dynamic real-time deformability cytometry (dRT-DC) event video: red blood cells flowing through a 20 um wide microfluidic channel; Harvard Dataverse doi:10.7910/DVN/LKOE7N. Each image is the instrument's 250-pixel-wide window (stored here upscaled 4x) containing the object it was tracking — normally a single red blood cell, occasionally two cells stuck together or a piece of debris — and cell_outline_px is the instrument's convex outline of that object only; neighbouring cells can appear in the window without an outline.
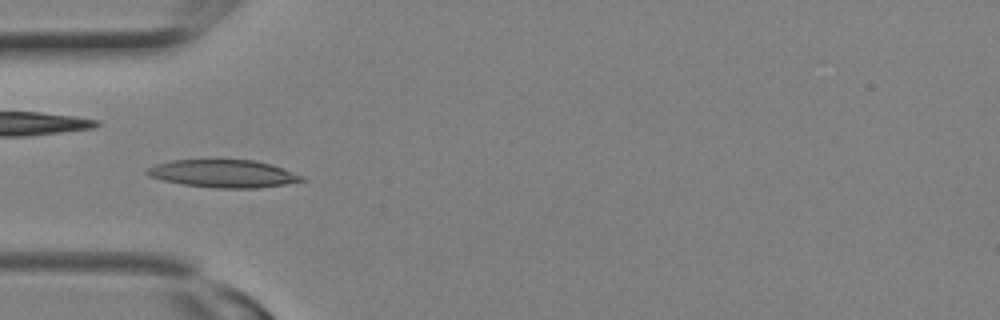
{"species": "Egyptian fruit bat (a non-hibernating species)", "species_latin": "Rousettus aegyptiacus", "temperature_condition": "room temperature", "stored_images_in_passage": 25, "camera_frame_rate_fps": 3000, "um_per_image_px": 0.085, "animal": {"sex": "female"}, "frame": {"image": 1, "passage_image": 8, "time_ms": 2.333, "image_size_px": [1000, 320], "cell_outline_px": [[308, 180], [260, 188], [212, 188], [184, 184], [164, 180], [148, 176], [144, 172], [148, 168], [156, 164], [172, 160], [252, 160], [272, 164], [304, 176]], "centroid_in_image_um": [19.01, 14.76], "position_along_channel_um": 66.0, "area_um2": 24.97}}
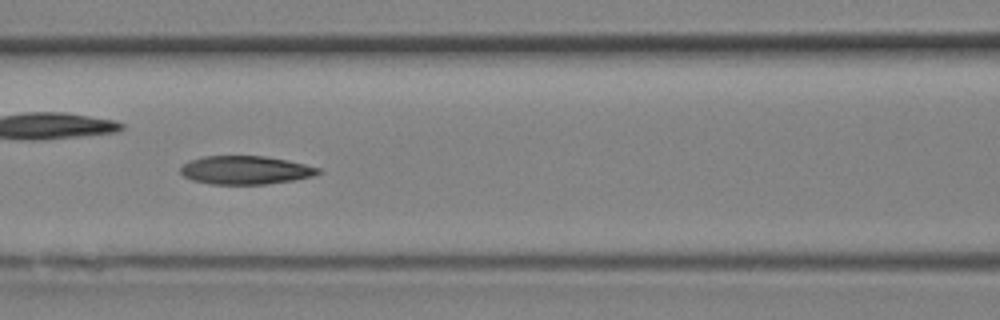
{"frame": {"image": 2, "passage_image": 11, "time_ms": 3.333, "image_size_px": [1000, 320], "cell_outline_px": [[324, 172], [312, 176], [292, 180], [264, 184], [212, 184], [192, 180], [184, 176], [180, 172], [180, 168], [184, 164], [200, 156], [264, 156], [288, 160], [320, 168]], "centroid_in_image_um": [20.87, 14.45], "position_along_channel_um": 145.7, "area_um2": 22.72}}